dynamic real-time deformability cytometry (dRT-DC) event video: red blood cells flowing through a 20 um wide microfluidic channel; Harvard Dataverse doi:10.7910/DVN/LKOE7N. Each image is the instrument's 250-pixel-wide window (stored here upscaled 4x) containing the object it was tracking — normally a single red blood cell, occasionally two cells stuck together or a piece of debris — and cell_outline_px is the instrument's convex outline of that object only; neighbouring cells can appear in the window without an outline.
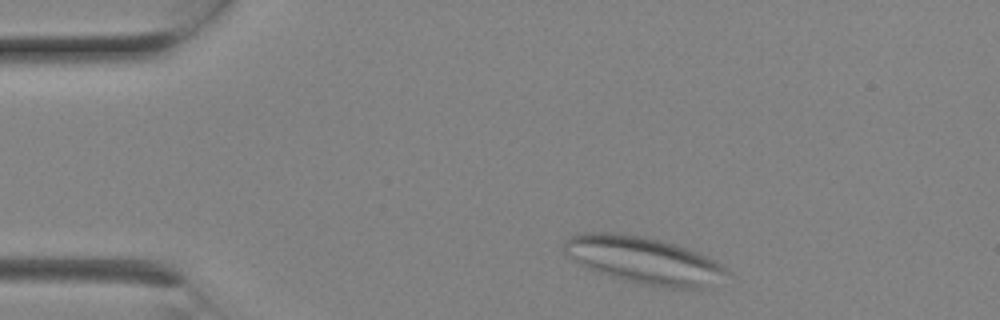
{"species": "Egyptian fruit bat (a non-hibernating species)", "species_latin": "Rousettus aegyptiacus", "temperature_condition": "room temperature", "stored_images_in_passage": 6, "camera_frame_rate_fps": 3000, "um_per_image_px": 0.085, "animal": {"sex": "female"}, "frame": {"image": 1, "passage_image": 1, "time_ms": 0.0, "image_size_px": [1000, 320], "cell_outline_px": [[732, 272], [704, 288], [664, 288], [640, 284], [612, 276], [588, 268], [580, 264], [564, 252], [564, 240], [576, 232], [616, 232], [644, 236], [676, 244], [696, 252], [728, 268]], "centroid_in_image_um": [54.7, 22.1], "position_along_channel_um": 30.3, "area_um2": 44.39}}